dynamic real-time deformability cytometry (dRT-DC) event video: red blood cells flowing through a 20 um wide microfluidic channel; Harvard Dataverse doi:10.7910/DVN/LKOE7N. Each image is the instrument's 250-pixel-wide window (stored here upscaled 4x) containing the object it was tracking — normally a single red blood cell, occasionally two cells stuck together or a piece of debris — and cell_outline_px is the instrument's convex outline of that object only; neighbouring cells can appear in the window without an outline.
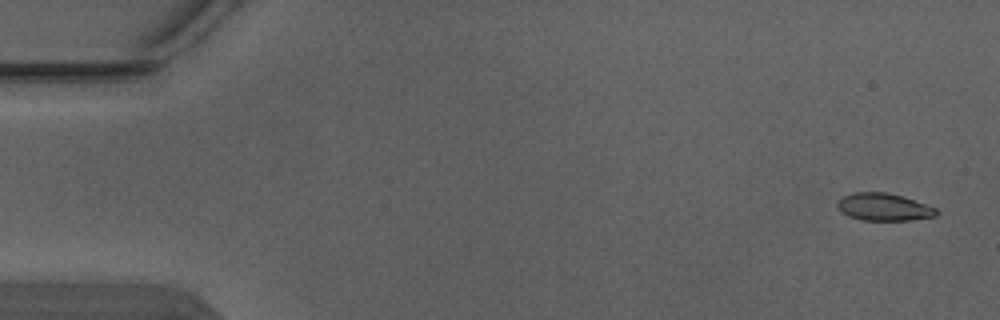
{"species": "Egyptian fruit bat (a non-hibernating species)", "species_latin": "Rousettus aegyptiacus", "temperature_condition": "warm", "stored_images_in_passage": 4, "segment_of_instrument_passage": [2, 2], "camera_frame_rate_fps": 3000, "um_per_image_px": 0.085, "animal": {"sex": "male"}, "frame": {"image": 1, "passage_image": 4, "time_ms": 1.0, "image_size_px": [1000, 320], "cell_outline_px": [[940, 212], [936, 216], [908, 220], [860, 220], [848, 216], [840, 212], [836, 204], [836, 200], [852, 192], [888, 192], [904, 196], [936, 208]], "centroid_in_image_um": [75.09, 17.59], "position_along_channel_um": 9.9, "area_um2": 16.07}}